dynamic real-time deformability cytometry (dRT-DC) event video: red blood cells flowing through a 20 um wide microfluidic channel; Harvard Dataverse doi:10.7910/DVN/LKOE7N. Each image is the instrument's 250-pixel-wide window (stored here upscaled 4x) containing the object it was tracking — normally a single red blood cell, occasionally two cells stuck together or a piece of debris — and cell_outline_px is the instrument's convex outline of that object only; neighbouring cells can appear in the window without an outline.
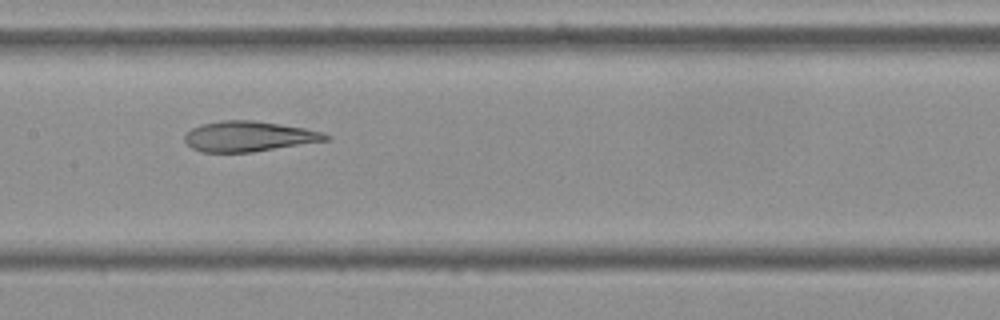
{"species": "Egyptian fruit bat (a non-hibernating species)", "species_latin": "Rousettus aegyptiacus", "temperature_condition": "cold", "stored_images_in_passage": 14, "camera_frame_rate_fps": 3000, "um_per_image_px": 0.085, "frame": {"image": 1, "passage_image": 7, "time_ms": 2.0, "image_size_px": [1000, 320], "cell_outline_px": [[332, 136], [328, 140], [252, 152], [200, 152], [192, 148], [184, 140], [184, 136], [192, 128], [200, 124], [224, 120], [252, 120], [280, 124], [304, 128], [324, 132]], "centroid_in_image_um": [21.15, 11.59], "position_along_channel_um": 186.3, "area_um2": 24.85}}
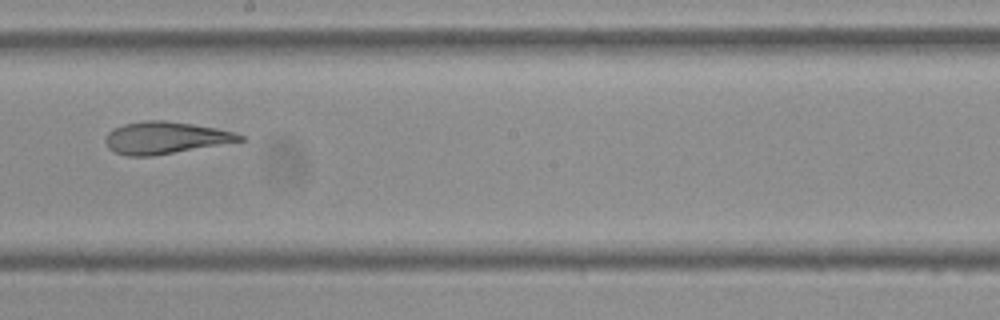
{"frame": {"image": 2, "passage_image": 8, "time_ms": 2.333, "image_size_px": [1000, 320], "cell_outline_px": [[244, 140], [152, 156], [128, 156], [116, 152], [108, 148], [104, 140], [108, 132], [112, 128], [124, 124], [144, 120], [164, 120], [192, 124], [216, 128], [236, 132], [244, 136]], "centroid_in_image_um": [14.01, 11.7], "position_along_channel_um": 234.2, "area_um2": 24.97}}
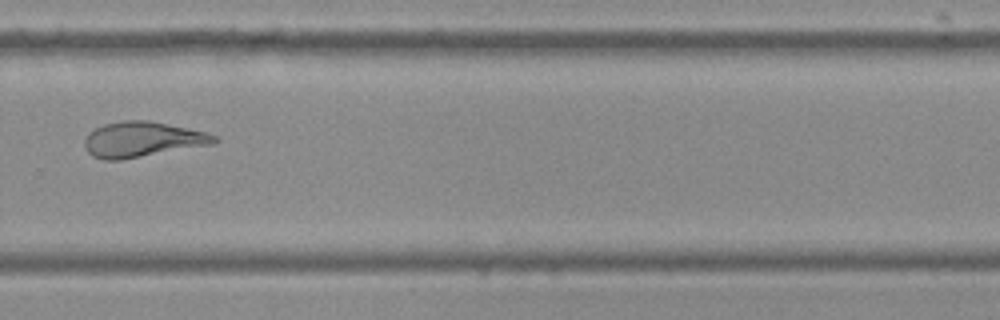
{"frame": {"image": 3, "passage_image": 10, "time_ms": 3.0, "image_size_px": [1000, 320], "cell_outline_px": [[220, 140], [212, 144], [120, 160], [104, 160], [92, 156], [84, 148], [84, 140], [96, 128], [104, 124], [124, 120], [148, 120], [188, 128], [204, 132], [216, 136]], "centroid_in_image_um": [12.09, 11.85], "position_along_channel_um": 317.7, "area_um2": 26.41}}